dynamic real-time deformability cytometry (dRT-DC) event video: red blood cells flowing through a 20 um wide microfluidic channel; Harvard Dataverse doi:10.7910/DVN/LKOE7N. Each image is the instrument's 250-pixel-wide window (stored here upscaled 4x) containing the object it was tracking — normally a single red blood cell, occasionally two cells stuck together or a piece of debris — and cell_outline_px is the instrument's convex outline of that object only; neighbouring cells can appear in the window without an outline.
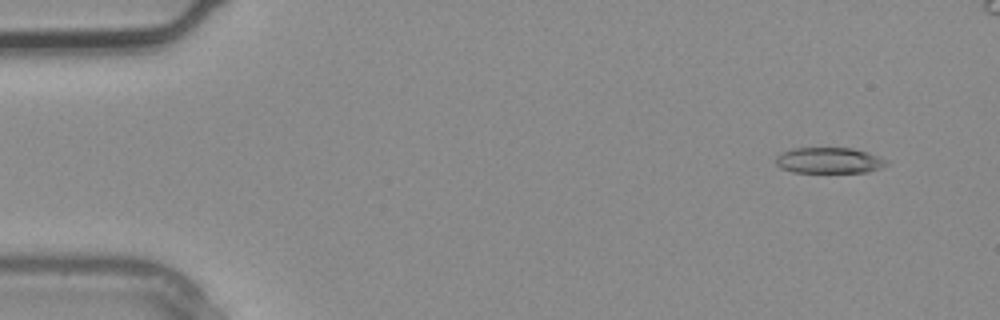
{"species": "common noctule bat (a hibernating species)", "species_latin": "Nyctalus noctula", "temperature_condition": "warm", "stored_images_in_passage": 4, "camera_frame_rate_fps": 3000, "um_per_image_px": 0.085, "animal": {"sex": "male", "body_mass_g": 20.4}, "frame": {"image": 1, "passage_image": 1, "time_ms": 0.0, "image_size_px": [1000, 320], "cell_outline_px": [[888, 164], [880, 168], [868, 172], [792, 172], [780, 168], [776, 164], [776, 156], [792, 148], [852, 148], [868, 152], [880, 156], [888, 160]], "centroid_in_image_um": [70.5, 13.64], "position_along_channel_um": 14.5, "area_um2": 16.76}}